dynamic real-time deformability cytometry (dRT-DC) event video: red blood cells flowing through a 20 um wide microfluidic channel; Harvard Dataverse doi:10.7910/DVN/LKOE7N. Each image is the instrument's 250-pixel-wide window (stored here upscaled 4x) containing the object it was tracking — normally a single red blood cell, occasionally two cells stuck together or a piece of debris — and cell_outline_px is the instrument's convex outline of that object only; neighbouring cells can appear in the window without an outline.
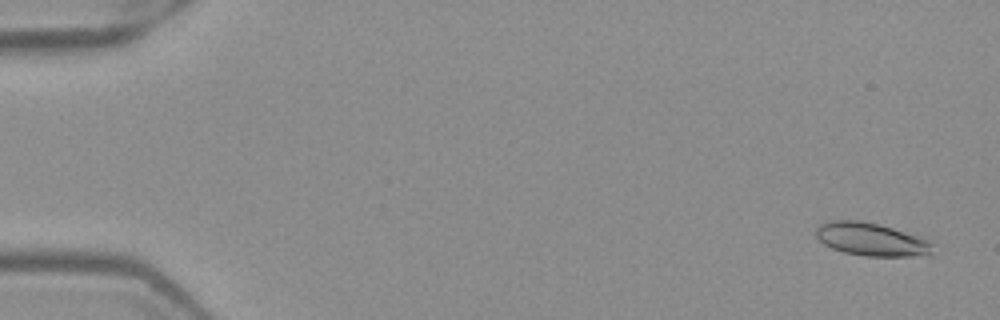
{"species": "Egyptian fruit bat (a non-hibernating species)", "species_latin": "Rousettus aegyptiacus", "temperature_condition": "warm", "stored_images_in_passage": 53, "camera_frame_rate_fps": 3000, "um_per_image_px": 0.085, "frame": {"image": 1, "passage_image": 3, "time_ms": 0.667, "image_size_px": [1000, 320], "cell_outline_px": [[932, 256], [864, 256], [844, 252], [832, 248], [824, 244], [816, 236], [816, 228], [824, 220], [860, 220], [892, 228], [920, 236], [932, 240]], "centroid_in_image_um": [74.09, 20.35], "position_along_channel_um": 10.9, "area_um2": 22.72}}
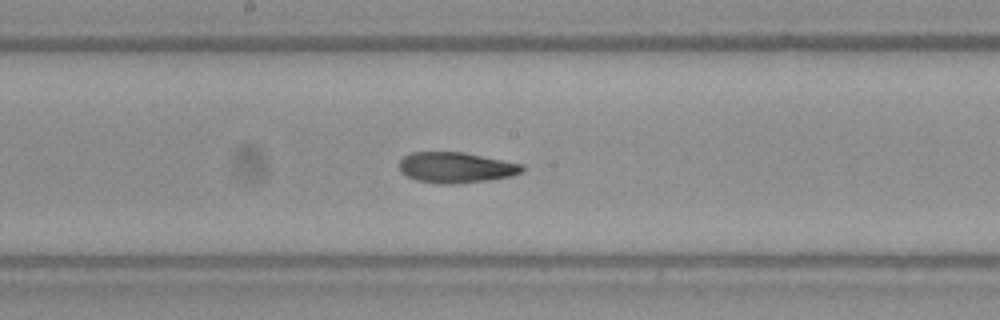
{"frame": {"image": 2, "passage_image": 29, "time_ms": 9.333, "image_size_px": [1000, 320], "cell_outline_px": [[524, 168], [520, 172], [512, 176], [488, 180], [456, 184], [436, 184], [416, 180], [400, 172], [400, 160], [404, 156], [412, 152], [464, 152], [524, 164]], "centroid_in_image_um": [38.76, 14.24], "position_along_channel_um": 209.4, "area_um2": 22.08}}
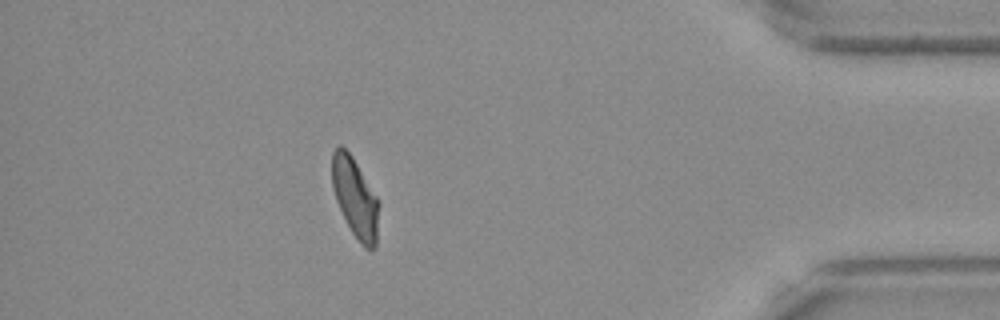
{"frame": {"image": 3, "passage_image": 47, "time_ms": 15.333, "image_size_px": [1000, 320], "cell_outline_px": [[380, 204], [376, 244], [372, 248], [364, 248], [360, 244], [352, 232], [336, 200], [332, 188], [332, 152], [340, 144], [352, 156], [380, 200]], "centroid_in_image_um": [30.21, 16.8], "position_along_channel_um": 405.0, "area_um2": 21.79}, "authors_computed_cell_mechanics": {"area_um2": 22.0796, "velocity_mm_per_s": 3.9869, "shape_relaxation_time_tau1_ms": null, "shape_relaxation_time_tau2_ms": 3.6529, "deformation_change_tau1": null, "deformation_change_tau2": 0.113}}